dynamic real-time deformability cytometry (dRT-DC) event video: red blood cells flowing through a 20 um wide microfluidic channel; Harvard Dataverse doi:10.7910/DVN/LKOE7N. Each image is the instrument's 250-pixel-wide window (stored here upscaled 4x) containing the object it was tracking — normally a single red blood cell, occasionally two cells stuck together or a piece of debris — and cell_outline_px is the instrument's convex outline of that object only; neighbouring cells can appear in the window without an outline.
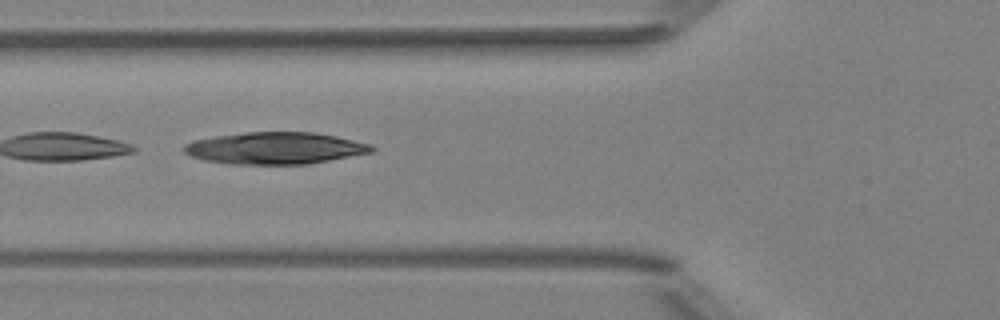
{"species": "Egyptian fruit bat (a non-hibernating species)", "species_latin": "Rousettus aegyptiacus", "temperature_condition": "room temperature", "stored_images_in_passage": 8, "camera_frame_rate_fps": 3000, "um_per_image_px": 0.085, "animal": {"sex": "female"}, "frame": {"image": 1, "passage_image": 5, "time_ms": 5.333, "image_size_px": [1000, 320], "cell_outline_px": [[376, 148], [372, 152], [308, 164], [228, 164], [204, 160], [192, 156], [184, 152], [184, 144], [192, 140], [216, 136], [248, 132], [312, 132], [336, 136], [372, 144]], "centroid_in_image_um": [23.38, 12.59], "position_along_channel_um": 102.4, "area_um2": 34.85}}
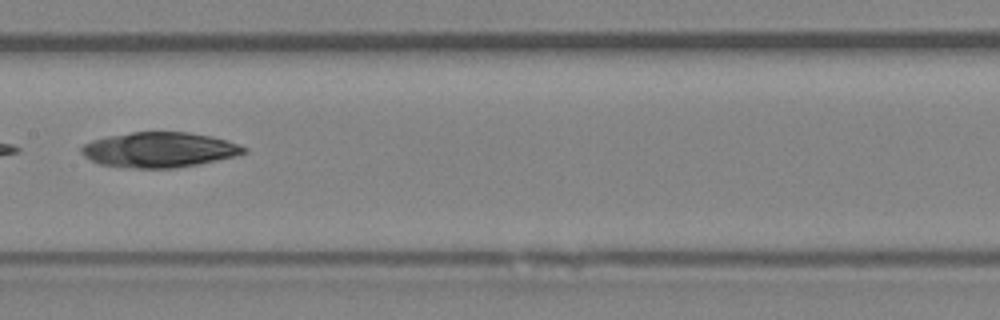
{"frame": {"image": 2, "passage_image": 7, "time_ms": 7.667, "image_size_px": [1000, 320], "cell_outline_px": [[248, 152], [236, 156], [176, 168], [128, 168], [100, 164], [84, 156], [80, 152], [80, 148], [84, 144], [92, 140], [108, 136], [132, 132], [188, 132], [212, 136], [228, 140], [248, 148]], "centroid_in_image_um": [13.55, 12.73], "position_along_channel_um": 193.8, "area_um2": 33.35}}